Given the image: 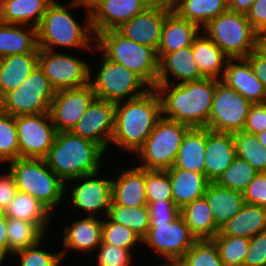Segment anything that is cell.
<instances>
[{"label":"cell","instance_id":"cell-23","mask_svg":"<svg viewBox=\"0 0 266 266\" xmlns=\"http://www.w3.org/2000/svg\"><path fill=\"white\" fill-rule=\"evenodd\" d=\"M221 81L252 104L266 102V89L245 58L228 59Z\"/></svg>","mask_w":266,"mask_h":266},{"label":"cell","instance_id":"cell-16","mask_svg":"<svg viewBox=\"0 0 266 266\" xmlns=\"http://www.w3.org/2000/svg\"><path fill=\"white\" fill-rule=\"evenodd\" d=\"M114 127L115 103L95 97L71 132L98 144L106 153L112 154L109 149Z\"/></svg>","mask_w":266,"mask_h":266},{"label":"cell","instance_id":"cell-38","mask_svg":"<svg viewBox=\"0 0 266 266\" xmlns=\"http://www.w3.org/2000/svg\"><path fill=\"white\" fill-rule=\"evenodd\" d=\"M107 217L115 223L129 227L141 239L145 237L150 227V212L148 206L128 208L111 201Z\"/></svg>","mask_w":266,"mask_h":266},{"label":"cell","instance_id":"cell-4","mask_svg":"<svg viewBox=\"0 0 266 266\" xmlns=\"http://www.w3.org/2000/svg\"><path fill=\"white\" fill-rule=\"evenodd\" d=\"M98 144L71 131L57 132L54 144L44 158L47 166L64 182L100 171L109 158Z\"/></svg>","mask_w":266,"mask_h":266},{"label":"cell","instance_id":"cell-7","mask_svg":"<svg viewBox=\"0 0 266 266\" xmlns=\"http://www.w3.org/2000/svg\"><path fill=\"white\" fill-rule=\"evenodd\" d=\"M91 55L95 56V60L90 64V84L96 98L117 103L137 98L151 89L140 76L109 60L96 47ZM96 59L99 60L96 63L98 70L92 67L93 64L96 65Z\"/></svg>","mask_w":266,"mask_h":266},{"label":"cell","instance_id":"cell-19","mask_svg":"<svg viewBox=\"0 0 266 266\" xmlns=\"http://www.w3.org/2000/svg\"><path fill=\"white\" fill-rule=\"evenodd\" d=\"M90 20L94 36L116 30L149 7L143 0H95L90 6Z\"/></svg>","mask_w":266,"mask_h":266},{"label":"cell","instance_id":"cell-44","mask_svg":"<svg viewBox=\"0 0 266 266\" xmlns=\"http://www.w3.org/2000/svg\"><path fill=\"white\" fill-rule=\"evenodd\" d=\"M19 158L15 117L0 110V168Z\"/></svg>","mask_w":266,"mask_h":266},{"label":"cell","instance_id":"cell-61","mask_svg":"<svg viewBox=\"0 0 266 266\" xmlns=\"http://www.w3.org/2000/svg\"><path fill=\"white\" fill-rule=\"evenodd\" d=\"M4 19V0H0V23H3Z\"/></svg>","mask_w":266,"mask_h":266},{"label":"cell","instance_id":"cell-57","mask_svg":"<svg viewBox=\"0 0 266 266\" xmlns=\"http://www.w3.org/2000/svg\"><path fill=\"white\" fill-rule=\"evenodd\" d=\"M149 8L171 10V0H143Z\"/></svg>","mask_w":266,"mask_h":266},{"label":"cell","instance_id":"cell-34","mask_svg":"<svg viewBox=\"0 0 266 266\" xmlns=\"http://www.w3.org/2000/svg\"><path fill=\"white\" fill-rule=\"evenodd\" d=\"M180 214L197 240L213 239L220 231L204 196L181 208Z\"/></svg>","mask_w":266,"mask_h":266},{"label":"cell","instance_id":"cell-3","mask_svg":"<svg viewBox=\"0 0 266 266\" xmlns=\"http://www.w3.org/2000/svg\"><path fill=\"white\" fill-rule=\"evenodd\" d=\"M219 79L205 77L181 84H156L162 116L190 128H207L216 83Z\"/></svg>","mask_w":266,"mask_h":266},{"label":"cell","instance_id":"cell-37","mask_svg":"<svg viewBox=\"0 0 266 266\" xmlns=\"http://www.w3.org/2000/svg\"><path fill=\"white\" fill-rule=\"evenodd\" d=\"M8 263L10 256L37 244L46 234L36 223L6 217ZM46 235V236H45Z\"/></svg>","mask_w":266,"mask_h":266},{"label":"cell","instance_id":"cell-62","mask_svg":"<svg viewBox=\"0 0 266 266\" xmlns=\"http://www.w3.org/2000/svg\"><path fill=\"white\" fill-rule=\"evenodd\" d=\"M89 6L95 1V0H84Z\"/></svg>","mask_w":266,"mask_h":266},{"label":"cell","instance_id":"cell-28","mask_svg":"<svg viewBox=\"0 0 266 266\" xmlns=\"http://www.w3.org/2000/svg\"><path fill=\"white\" fill-rule=\"evenodd\" d=\"M204 197L219 228L237 214L245 204L243 192L222 187L216 182H210Z\"/></svg>","mask_w":266,"mask_h":266},{"label":"cell","instance_id":"cell-52","mask_svg":"<svg viewBox=\"0 0 266 266\" xmlns=\"http://www.w3.org/2000/svg\"><path fill=\"white\" fill-rule=\"evenodd\" d=\"M0 173V212L4 213L8 204L13 200L18 189L14 177L8 169Z\"/></svg>","mask_w":266,"mask_h":266},{"label":"cell","instance_id":"cell-33","mask_svg":"<svg viewBox=\"0 0 266 266\" xmlns=\"http://www.w3.org/2000/svg\"><path fill=\"white\" fill-rule=\"evenodd\" d=\"M206 128H190L183 137L173 167L204 174Z\"/></svg>","mask_w":266,"mask_h":266},{"label":"cell","instance_id":"cell-18","mask_svg":"<svg viewBox=\"0 0 266 266\" xmlns=\"http://www.w3.org/2000/svg\"><path fill=\"white\" fill-rule=\"evenodd\" d=\"M81 217V218H80ZM71 224L67 222L60 233L63 236L62 249H60L62 260L68 257L69 251H76L78 253H84L85 257L91 258L97 247L102 243V226L103 218L96 216H79L78 219L74 217ZM91 254V255H90Z\"/></svg>","mask_w":266,"mask_h":266},{"label":"cell","instance_id":"cell-15","mask_svg":"<svg viewBox=\"0 0 266 266\" xmlns=\"http://www.w3.org/2000/svg\"><path fill=\"white\" fill-rule=\"evenodd\" d=\"M15 124L19 158L44 159L57 135L50 114L16 116Z\"/></svg>","mask_w":266,"mask_h":266},{"label":"cell","instance_id":"cell-24","mask_svg":"<svg viewBox=\"0 0 266 266\" xmlns=\"http://www.w3.org/2000/svg\"><path fill=\"white\" fill-rule=\"evenodd\" d=\"M236 156L232 133L217 132L206 128L204 175L216 182Z\"/></svg>","mask_w":266,"mask_h":266},{"label":"cell","instance_id":"cell-32","mask_svg":"<svg viewBox=\"0 0 266 266\" xmlns=\"http://www.w3.org/2000/svg\"><path fill=\"white\" fill-rule=\"evenodd\" d=\"M192 52L205 77L222 79L229 58L203 31L194 39Z\"/></svg>","mask_w":266,"mask_h":266},{"label":"cell","instance_id":"cell-31","mask_svg":"<svg viewBox=\"0 0 266 266\" xmlns=\"http://www.w3.org/2000/svg\"><path fill=\"white\" fill-rule=\"evenodd\" d=\"M38 48L36 27L0 23V58L32 53Z\"/></svg>","mask_w":266,"mask_h":266},{"label":"cell","instance_id":"cell-14","mask_svg":"<svg viewBox=\"0 0 266 266\" xmlns=\"http://www.w3.org/2000/svg\"><path fill=\"white\" fill-rule=\"evenodd\" d=\"M252 103L219 80L216 83L207 128L235 133L243 131Z\"/></svg>","mask_w":266,"mask_h":266},{"label":"cell","instance_id":"cell-11","mask_svg":"<svg viewBox=\"0 0 266 266\" xmlns=\"http://www.w3.org/2000/svg\"><path fill=\"white\" fill-rule=\"evenodd\" d=\"M56 90L37 65L25 81L1 100L0 110L13 117L49 113Z\"/></svg>","mask_w":266,"mask_h":266},{"label":"cell","instance_id":"cell-45","mask_svg":"<svg viewBox=\"0 0 266 266\" xmlns=\"http://www.w3.org/2000/svg\"><path fill=\"white\" fill-rule=\"evenodd\" d=\"M179 262L184 266H225L212 239L197 240Z\"/></svg>","mask_w":266,"mask_h":266},{"label":"cell","instance_id":"cell-27","mask_svg":"<svg viewBox=\"0 0 266 266\" xmlns=\"http://www.w3.org/2000/svg\"><path fill=\"white\" fill-rule=\"evenodd\" d=\"M173 201L179 209L204 196L210 181L202 173L182 168H169Z\"/></svg>","mask_w":266,"mask_h":266},{"label":"cell","instance_id":"cell-26","mask_svg":"<svg viewBox=\"0 0 266 266\" xmlns=\"http://www.w3.org/2000/svg\"><path fill=\"white\" fill-rule=\"evenodd\" d=\"M39 48L32 53L0 58L1 99L19 87L38 65Z\"/></svg>","mask_w":266,"mask_h":266},{"label":"cell","instance_id":"cell-59","mask_svg":"<svg viewBox=\"0 0 266 266\" xmlns=\"http://www.w3.org/2000/svg\"><path fill=\"white\" fill-rule=\"evenodd\" d=\"M259 143L266 147V130L255 135Z\"/></svg>","mask_w":266,"mask_h":266},{"label":"cell","instance_id":"cell-53","mask_svg":"<svg viewBox=\"0 0 266 266\" xmlns=\"http://www.w3.org/2000/svg\"><path fill=\"white\" fill-rule=\"evenodd\" d=\"M246 17L257 34L266 32V0H255Z\"/></svg>","mask_w":266,"mask_h":266},{"label":"cell","instance_id":"cell-30","mask_svg":"<svg viewBox=\"0 0 266 266\" xmlns=\"http://www.w3.org/2000/svg\"><path fill=\"white\" fill-rule=\"evenodd\" d=\"M266 231V208L245 203L242 209L228 220L217 235L250 239Z\"/></svg>","mask_w":266,"mask_h":266},{"label":"cell","instance_id":"cell-60","mask_svg":"<svg viewBox=\"0 0 266 266\" xmlns=\"http://www.w3.org/2000/svg\"><path fill=\"white\" fill-rule=\"evenodd\" d=\"M156 266H179V261H160Z\"/></svg>","mask_w":266,"mask_h":266},{"label":"cell","instance_id":"cell-25","mask_svg":"<svg viewBox=\"0 0 266 266\" xmlns=\"http://www.w3.org/2000/svg\"><path fill=\"white\" fill-rule=\"evenodd\" d=\"M202 29L171 10L165 17L159 46L156 50L158 60L166 53L192 46Z\"/></svg>","mask_w":266,"mask_h":266},{"label":"cell","instance_id":"cell-17","mask_svg":"<svg viewBox=\"0 0 266 266\" xmlns=\"http://www.w3.org/2000/svg\"><path fill=\"white\" fill-rule=\"evenodd\" d=\"M95 98L90 83L56 91L50 105V117L57 132L71 131Z\"/></svg>","mask_w":266,"mask_h":266},{"label":"cell","instance_id":"cell-40","mask_svg":"<svg viewBox=\"0 0 266 266\" xmlns=\"http://www.w3.org/2000/svg\"><path fill=\"white\" fill-rule=\"evenodd\" d=\"M45 237L37 244L29 248L13 253L9 260L16 259L17 266H61L63 265L60 250L57 252L48 249L45 244ZM44 243V244H43ZM45 245V246H44ZM43 247V248H42ZM47 248V249H46ZM53 252V253H52ZM13 257V258H12ZM16 257V258H15Z\"/></svg>","mask_w":266,"mask_h":266},{"label":"cell","instance_id":"cell-42","mask_svg":"<svg viewBox=\"0 0 266 266\" xmlns=\"http://www.w3.org/2000/svg\"><path fill=\"white\" fill-rule=\"evenodd\" d=\"M256 174L257 171L247 161L236 155L216 183L222 187L243 192Z\"/></svg>","mask_w":266,"mask_h":266},{"label":"cell","instance_id":"cell-51","mask_svg":"<svg viewBox=\"0 0 266 266\" xmlns=\"http://www.w3.org/2000/svg\"><path fill=\"white\" fill-rule=\"evenodd\" d=\"M266 130V102L252 104L243 132L256 135Z\"/></svg>","mask_w":266,"mask_h":266},{"label":"cell","instance_id":"cell-9","mask_svg":"<svg viewBox=\"0 0 266 266\" xmlns=\"http://www.w3.org/2000/svg\"><path fill=\"white\" fill-rule=\"evenodd\" d=\"M104 169L107 168L104 167L100 171L83 175L65 183L67 205L66 203L64 205L65 207L69 206L66 211H76L73 215L78 211V216L80 214V216H96L99 218L107 216L112 201V178L110 174L109 177H105L106 173L104 172L107 170ZM102 173H104V176L101 175Z\"/></svg>","mask_w":266,"mask_h":266},{"label":"cell","instance_id":"cell-41","mask_svg":"<svg viewBox=\"0 0 266 266\" xmlns=\"http://www.w3.org/2000/svg\"><path fill=\"white\" fill-rule=\"evenodd\" d=\"M102 243L130 249L133 252L138 249L139 253L141 252L140 249H142L140 247L142 245V239L133 230L111 221L107 216L103 218Z\"/></svg>","mask_w":266,"mask_h":266},{"label":"cell","instance_id":"cell-54","mask_svg":"<svg viewBox=\"0 0 266 266\" xmlns=\"http://www.w3.org/2000/svg\"><path fill=\"white\" fill-rule=\"evenodd\" d=\"M245 59L266 89V56L256 48Z\"/></svg>","mask_w":266,"mask_h":266},{"label":"cell","instance_id":"cell-10","mask_svg":"<svg viewBox=\"0 0 266 266\" xmlns=\"http://www.w3.org/2000/svg\"><path fill=\"white\" fill-rule=\"evenodd\" d=\"M202 31L229 59L246 58L257 48V33L244 14L227 10L211 19Z\"/></svg>","mask_w":266,"mask_h":266},{"label":"cell","instance_id":"cell-29","mask_svg":"<svg viewBox=\"0 0 266 266\" xmlns=\"http://www.w3.org/2000/svg\"><path fill=\"white\" fill-rule=\"evenodd\" d=\"M4 215L8 218L34 222L46 234L50 232L49 229L52 230V225H55L53 223L55 215L39 200L21 191H17Z\"/></svg>","mask_w":266,"mask_h":266},{"label":"cell","instance_id":"cell-1","mask_svg":"<svg viewBox=\"0 0 266 266\" xmlns=\"http://www.w3.org/2000/svg\"><path fill=\"white\" fill-rule=\"evenodd\" d=\"M77 8L84 9L83 12L86 13L82 23L73 14ZM37 36L39 49L49 51H58L59 48V51L73 49L75 52L84 50L87 54H92L95 48V36L91 27L89 5L84 0H69L63 4L60 0H53L47 6L37 27Z\"/></svg>","mask_w":266,"mask_h":266},{"label":"cell","instance_id":"cell-8","mask_svg":"<svg viewBox=\"0 0 266 266\" xmlns=\"http://www.w3.org/2000/svg\"><path fill=\"white\" fill-rule=\"evenodd\" d=\"M189 126L161 117L145 143L134 154L135 165L146 170H167L173 167L183 137Z\"/></svg>","mask_w":266,"mask_h":266},{"label":"cell","instance_id":"cell-6","mask_svg":"<svg viewBox=\"0 0 266 266\" xmlns=\"http://www.w3.org/2000/svg\"><path fill=\"white\" fill-rule=\"evenodd\" d=\"M95 47L109 60L136 73L151 88L156 87L158 57L154 48L134 42L117 30H106L97 34Z\"/></svg>","mask_w":266,"mask_h":266},{"label":"cell","instance_id":"cell-12","mask_svg":"<svg viewBox=\"0 0 266 266\" xmlns=\"http://www.w3.org/2000/svg\"><path fill=\"white\" fill-rule=\"evenodd\" d=\"M197 241L181 214L169 223H150L142 239L143 251L147 250L158 261H179ZM153 252V253H152ZM158 258V259H157Z\"/></svg>","mask_w":266,"mask_h":266},{"label":"cell","instance_id":"cell-5","mask_svg":"<svg viewBox=\"0 0 266 266\" xmlns=\"http://www.w3.org/2000/svg\"><path fill=\"white\" fill-rule=\"evenodd\" d=\"M14 177L18 191L30 194L54 215L65 202V183L47 166L45 159L17 158L3 168ZM59 208V209H58Z\"/></svg>","mask_w":266,"mask_h":266},{"label":"cell","instance_id":"cell-35","mask_svg":"<svg viewBox=\"0 0 266 266\" xmlns=\"http://www.w3.org/2000/svg\"><path fill=\"white\" fill-rule=\"evenodd\" d=\"M172 10L202 29L211 19L228 10V0H178Z\"/></svg>","mask_w":266,"mask_h":266},{"label":"cell","instance_id":"cell-49","mask_svg":"<svg viewBox=\"0 0 266 266\" xmlns=\"http://www.w3.org/2000/svg\"><path fill=\"white\" fill-rule=\"evenodd\" d=\"M243 266H266V231L249 239Z\"/></svg>","mask_w":266,"mask_h":266},{"label":"cell","instance_id":"cell-55","mask_svg":"<svg viewBox=\"0 0 266 266\" xmlns=\"http://www.w3.org/2000/svg\"><path fill=\"white\" fill-rule=\"evenodd\" d=\"M6 262H8L6 216L0 212V265L7 266Z\"/></svg>","mask_w":266,"mask_h":266},{"label":"cell","instance_id":"cell-43","mask_svg":"<svg viewBox=\"0 0 266 266\" xmlns=\"http://www.w3.org/2000/svg\"><path fill=\"white\" fill-rule=\"evenodd\" d=\"M220 259L225 266H243L249 250V239L227 235H216L213 239Z\"/></svg>","mask_w":266,"mask_h":266},{"label":"cell","instance_id":"cell-46","mask_svg":"<svg viewBox=\"0 0 266 266\" xmlns=\"http://www.w3.org/2000/svg\"><path fill=\"white\" fill-rule=\"evenodd\" d=\"M138 252V250L132 252L130 249L101 243L92 257L93 260L96 259L94 261L95 266H134L133 264L137 266L134 259L136 258L135 255H137V259L141 258H138L140 255Z\"/></svg>","mask_w":266,"mask_h":266},{"label":"cell","instance_id":"cell-2","mask_svg":"<svg viewBox=\"0 0 266 266\" xmlns=\"http://www.w3.org/2000/svg\"><path fill=\"white\" fill-rule=\"evenodd\" d=\"M161 117V98L155 88L137 98L115 103V127L110 150L111 146L117 147L130 158L134 157Z\"/></svg>","mask_w":266,"mask_h":266},{"label":"cell","instance_id":"cell-48","mask_svg":"<svg viewBox=\"0 0 266 266\" xmlns=\"http://www.w3.org/2000/svg\"><path fill=\"white\" fill-rule=\"evenodd\" d=\"M150 223H169L180 215V209L173 200L155 201L148 205Z\"/></svg>","mask_w":266,"mask_h":266},{"label":"cell","instance_id":"cell-39","mask_svg":"<svg viewBox=\"0 0 266 266\" xmlns=\"http://www.w3.org/2000/svg\"><path fill=\"white\" fill-rule=\"evenodd\" d=\"M236 155L247 161L256 171L266 172V147L255 135L243 131L233 133Z\"/></svg>","mask_w":266,"mask_h":266},{"label":"cell","instance_id":"cell-58","mask_svg":"<svg viewBox=\"0 0 266 266\" xmlns=\"http://www.w3.org/2000/svg\"><path fill=\"white\" fill-rule=\"evenodd\" d=\"M257 49L266 56V32L257 34Z\"/></svg>","mask_w":266,"mask_h":266},{"label":"cell","instance_id":"cell-22","mask_svg":"<svg viewBox=\"0 0 266 266\" xmlns=\"http://www.w3.org/2000/svg\"><path fill=\"white\" fill-rule=\"evenodd\" d=\"M170 11L162 8H148L123 23L116 30L134 42L157 50L163 23Z\"/></svg>","mask_w":266,"mask_h":266},{"label":"cell","instance_id":"cell-47","mask_svg":"<svg viewBox=\"0 0 266 266\" xmlns=\"http://www.w3.org/2000/svg\"><path fill=\"white\" fill-rule=\"evenodd\" d=\"M146 199L152 202L173 200L169 174L166 170H146Z\"/></svg>","mask_w":266,"mask_h":266},{"label":"cell","instance_id":"cell-56","mask_svg":"<svg viewBox=\"0 0 266 266\" xmlns=\"http://www.w3.org/2000/svg\"><path fill=\"white\" fill-rule=\"evenodd\" d=\"M255 0H228V10L246 15Z\"/></svg>","mask_w":266,"mask_h":266},{"label":"cell","instance_id":"cell-21","mask_svg":"<svg viewBox=\"0 0 266 266\" xmlns=\"http://www.w3.org/2000/svg\"><path fill=\"white\" fill-rule=\"evenodd\" d=\"M205 78L194 60L192 46L169 52L158 60L157 84H181Z\"/></svg>","mask_w":266,"mask_h":266},{"label":"cell","instance_id":"cell-13","mask_svg":"<svg viewBox=\"0 0 266 266\" xmlns=\"http://www.w3.org/2000/svg\"><path fill=\"white\" fill-rule=\"evenodd\" d=\"M66 51L39 49L38 65L56 90L78 88L90 83V63Z\"/></svg>","mask_w":266,"mask_h":266},{"label":"cell","instance_id":"cell-36","mask_svg":"<svg viewBox=\"0 0 266 266\" xmlns=\"http://www.w3.org/2000/svg\"><path fill=\"white\" fill-rule=\"evenodd\" d=\"M53 0H4V24L38 27Z\"/></svg>","mask_w":266,"mask_h":266},{"label":"cell","instance_id":"cell-20","mask_svg":"<svg viewBox=\"0 0 266 266\" xmlns=\"http://www.w3.org/2000/svg\"><path fill=\"white\" fill-rule=\"evenodd\" d=\"M126 168H118L113 171L112 178V202L124 207L148 206L146 199V169L134 165ZM134 166V167H133ZM123 169V170H122Z\"/></svg>","mask_w":266,"mask_h":266},{"label":"cell","instance_id":"cell-50","mask_svg":"<svg viewBox=\"0 0 266 266\" xmlns=\"http://www.w3.org/2000/svg\"><path fill=\"white\" fill-rule=\"evenodd\" d=\"M245 203L266 208V172H258L243 191Z\"/></svg>","mask_w":266,"mask_h":266},{"label":"cell","instance_id":"cell-63","mask_svg":"<svg viewBox=\"0 0 266 266\" xmlns=\"http://www.w3.org/2000/svg\"><path fill=\"white\" fill-rule=\"evenodd\" d=\"M178 0H171V10L173 9L174 4L177 2Z\"/></svg>","mask_w":266,"mask_h":266}]
</instances>
